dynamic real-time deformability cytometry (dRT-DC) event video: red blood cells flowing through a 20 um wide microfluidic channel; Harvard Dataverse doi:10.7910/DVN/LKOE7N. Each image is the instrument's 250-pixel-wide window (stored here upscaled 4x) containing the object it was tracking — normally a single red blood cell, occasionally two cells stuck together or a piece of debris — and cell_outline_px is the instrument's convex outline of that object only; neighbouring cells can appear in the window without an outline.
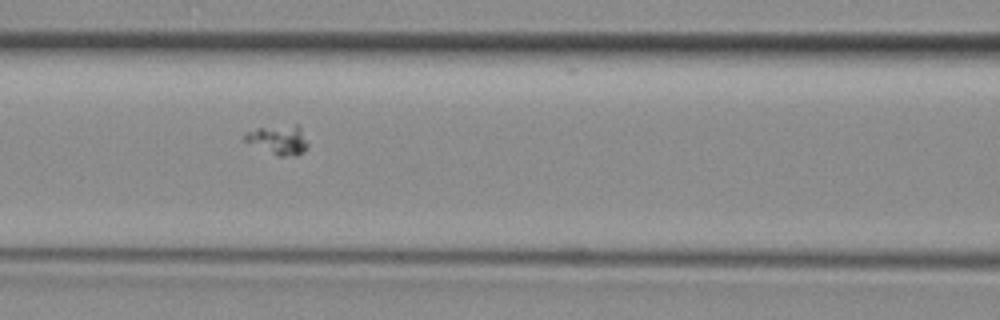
{"species": "common noctule bat (a hibernating species)", "species_latin": "Nyctalus noctula", "temperature_condition": "room temperature", "stored_images_in_passage": 33, "camera_frame_rate_fps": 3000, "um_per_image_px": 0.085, "animal": {"sex": "female", "body_mass_g": 29.2, "forearm_length_mm": 56.3}, "frame": {"image": 1, "passage_image": 8, "time_ms": 2.333, "image_size_px": [1000, 320], "cell_outline_px": [[308, 148], [304, 152], [296, 156], [276, 156], [244, 140], [244, 136], [248, 132], [256, 128], [296, 124], [300, 128], [308, 144]], "centroid_in_image_um": [23.71, 11.9], "position_along_channel_um": 142.9, "area_um2": 10.69}}
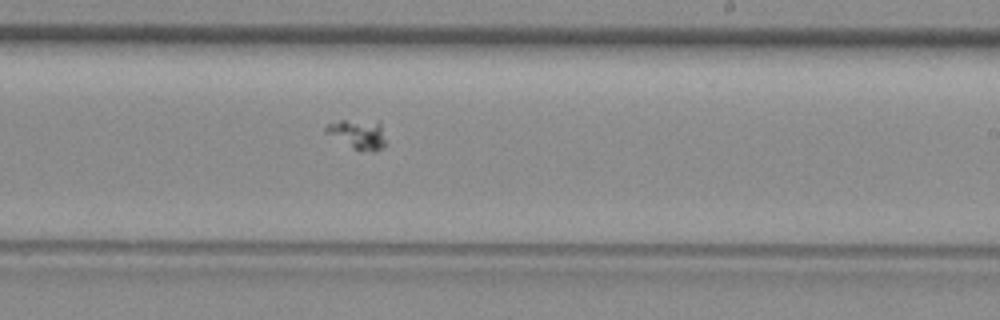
{"frame": {"image": 2, "passage_image": 16, "time_ms": 5.0, "image_size_px": [1000, 320], "cell_outline_px": [[384, 144], [376, 152], [360, 152], [352, 148], [324, 132], [324, 128], [328, 124], [340, 120], [380, 120], [384, 140]], "centroid_in_image_um": [30.42, 11.4], "position_along_channel_um": 258.6, "area_um2": 10.46}}
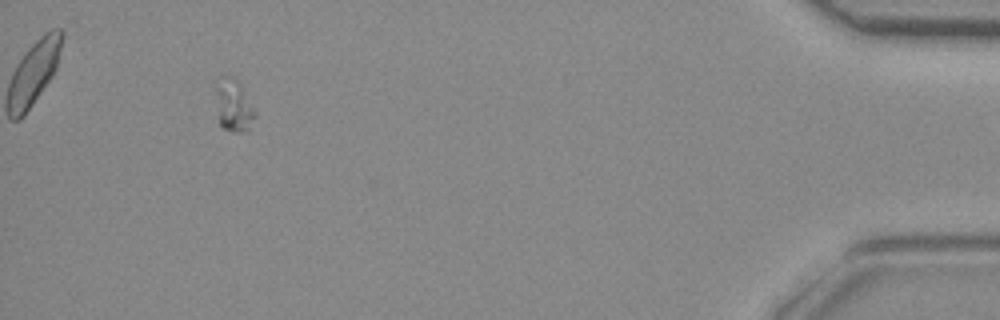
{"frame": {"image": 3, "passage_image": 32, "time_ms": 10.333, "image_size_px": [1000, 320], "cell_outline_px": [[256, 112], [248, 132], [232, 132], [224, 128], [220, 124], [216, 92], [216, 88], [224, 76], [232, 76], [240, 80]], "centroid_in_image_um": [19.91, 8.97], "position_along_channel_um": 415.3, "area_um2": 11.85}}